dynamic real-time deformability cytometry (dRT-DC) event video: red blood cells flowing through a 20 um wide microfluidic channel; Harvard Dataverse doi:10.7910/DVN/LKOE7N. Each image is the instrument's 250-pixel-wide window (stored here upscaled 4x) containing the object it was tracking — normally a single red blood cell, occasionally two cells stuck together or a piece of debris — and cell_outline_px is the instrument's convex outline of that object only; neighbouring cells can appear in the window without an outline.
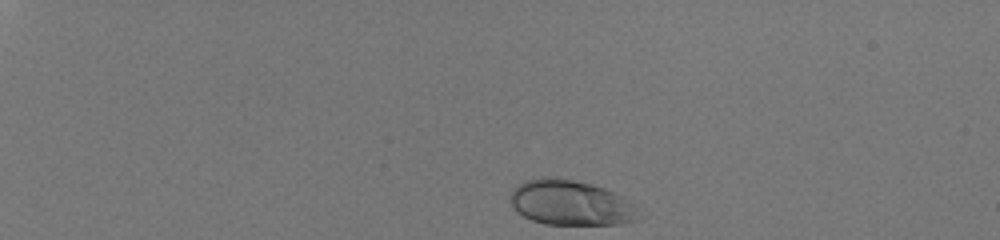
{"species": "human", "species_latin": "Homo sapiens", "temperature_condition": "room temperature", "stored_images_in_passage": 37, "camera_frame_rate_fps": 3000, "um_per_image_px": 0.085, "donor": {"sex": "male"}, "frame": {"image": 1, "passage_image": 1, "time_ms": 0.0, "image_size_px": [1000, 240], "cell_outline_px": [[644, 216], [636, 220], [620, 224], [544, 224], [532, 220], [516, 212], [512, 204], [512, 192], [520, 184], [528, 180], [552, 176], [592, 184], [604, 188], [620, 196], [632, 204]], "centroid_in_image_um": [48.54, 17.26], "position_along_channel_um": 36.5, "area_um2": 33.35}}
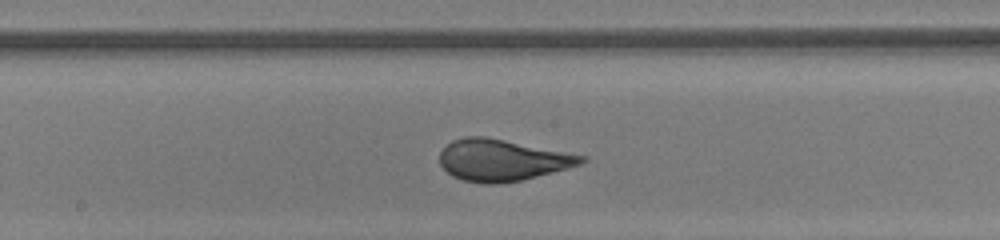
{"frame": {"image": 2, "passage_image": 22, "time_ms": 7.0, "image_size_px": [1000, 240], "cell_outline_px": [[588, 160], [580, 164], [568, 168], [520, 180], [500, 184], [488, 184], [464, 180], [452, 176], [440, 164], [440, 152], [452, 140], [464, 136], [484, 136], [584, 156]], "centroid_in_image_um": [42.64, 13.61], "position_along_channel_um": 205.6, "area_um2": 33.76}}
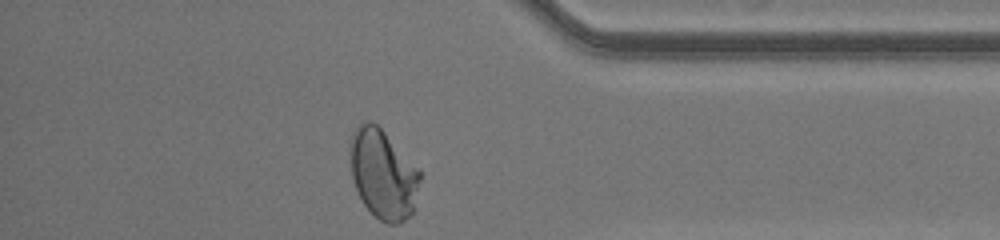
{"frame": {"image": 3, "passage_image": 37, "time_ms": 12.0, "image_size_px": [1000, 240], "cell_outline_px": [[420, 180], [412, 212], [404, 220], [396, 224], [388, 224], [380, 220], [364, 204], [356, 188], [352, 176], [348, 148], [348, 144], [352, 132], [364, 120], [368, 120], [376, 124], [384, 132], [420, 172]], "centroid_in_image_um": [32.51, 14.78], "position_along_channel_um": 402.7, "area_um2": 35.84}, "authors_computed_cell_mechanics": {"area_um2": 33.8708, "velocity_mm_per_s": 4.1237, "shape_relaxation_time_tau1_ms": 4.7009, "shape_relaxation_time_tau2_ms": null, "deformation_change_tau1": 0.2202, "deformation_change_tau2": null}}